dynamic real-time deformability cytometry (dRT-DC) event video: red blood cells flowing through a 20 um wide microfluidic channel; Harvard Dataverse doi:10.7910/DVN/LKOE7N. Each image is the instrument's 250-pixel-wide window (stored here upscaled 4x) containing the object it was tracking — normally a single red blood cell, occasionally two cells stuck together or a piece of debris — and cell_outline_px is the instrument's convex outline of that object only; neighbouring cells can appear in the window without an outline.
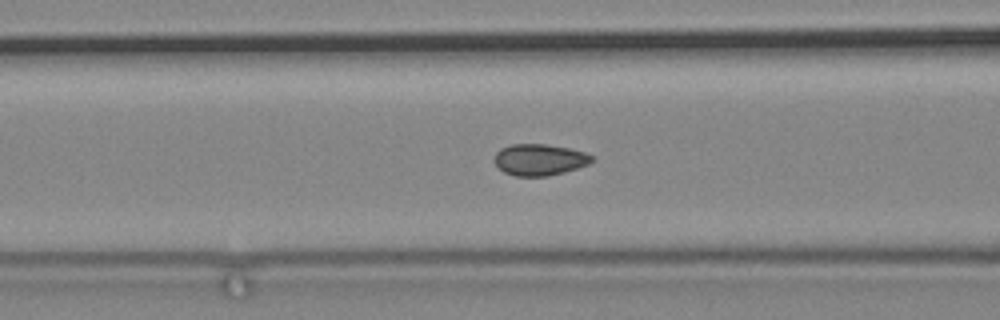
{"species": "common noctule bat (a hibernating species)", "species_latin": "Nyctalus noctula", "temperature_condition": "cold", "stored_images_in_passage": 87, "camera_frame_rate_fps": 3000, "um_per_image_px": 0.085, "animal": {"sex": "male", "body_mass_g": 19.2, "forearm_length_mm": 51.8}, "frame": {"image": 1, "passage_image": 48, "time_ms": 15.667, "image_size_px": [1000, 320], "cell_outline_px": [[592, 160], [588, 164], [564, 172], [548, 176], [516, 176], [504, 172], [496, 164], [496, 152], [500, 148], [512, 144], [544, 144], [568, 148], [584, 152], [592, 156]], "centroid_in_image_um": [45.85, 13.57], "position_along_channel_um": 120.8, "area_um2": 17.57}}
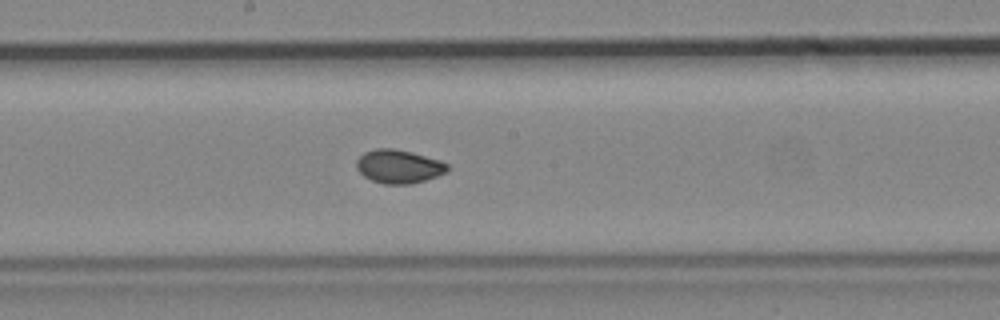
{"frame": {"image": 2, "passage_image": 57, "time_ms": 18.667, "image_size_px": [1000, 320], "cell_outline_px": [[448, 172], [412, 184], [384, 184], [372, 180], [364, 176], [356, 168], [356, 160], [364, 152], [376, 148], [392, 148], [412, 152], [440, 160], [448, 164]], "centroid_in_image_um": [33.89, 14.14], "position_along_channel_um": 214.3, "area_um2": 17.8}}
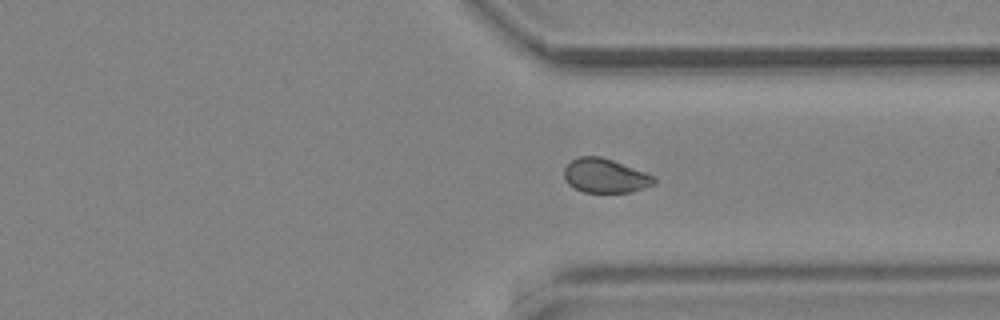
{"frame": {"image": 3, "passage_image": 71, "time_ms": 23.333, "image_size_px": [1000, 320], "cell_outline_px": [[656, 180], [652, 184], [628, 192], [584, 192], [572, 188], [564, 180], [564, 168], [572, 160], [580, 156], [600, 156], [612, 160], [644, 172], [652, 176]], "centroid_in_image_um": [51.35, 14.94], "position_along_channel_um": 360.0, "area_um2": 17.57}}